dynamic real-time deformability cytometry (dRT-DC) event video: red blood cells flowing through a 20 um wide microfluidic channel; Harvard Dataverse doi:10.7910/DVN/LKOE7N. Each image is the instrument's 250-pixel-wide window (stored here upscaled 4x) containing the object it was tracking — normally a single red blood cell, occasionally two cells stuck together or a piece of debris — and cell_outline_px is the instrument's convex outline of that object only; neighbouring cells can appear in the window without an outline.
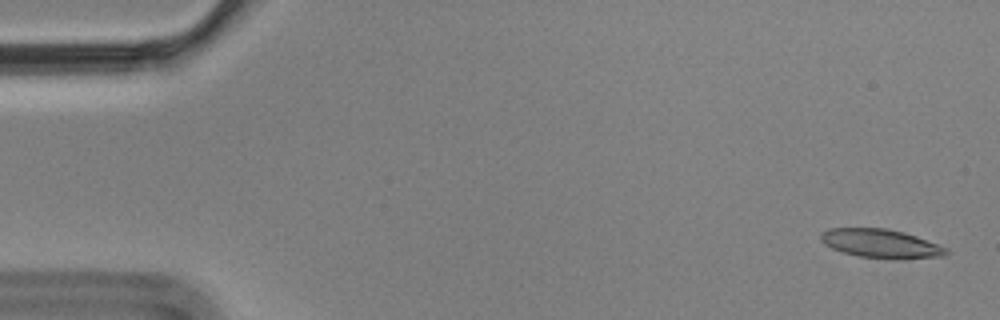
{"species": "Egyptian fruit bat (a non-hibernating species)", "species_latin": "Rousettus aegyptiacus", "temperature_condition": "cold", "stored_images_in_passage": 5, "camera_frame_rate_fps": 3000, "um_per_image_px": 0.085, "animal": {"sex": "male"}, "frame": {"image": 1, "passage_image": 1, "time_ms": 0.0, "image_size_px": [1000, 320], "cell_outline_px": [[952, 252], [944, 256], [856, 256], [832, 248], [824, 244], [820, 240], [820, 232], [828, 228], [884, 228], [904, 232], [916, 236], [948, 248]], "centroid_in_image_um": [74.8, 20.64], "position_along_channel_um": 10.2, "area_um2": 20.11}}
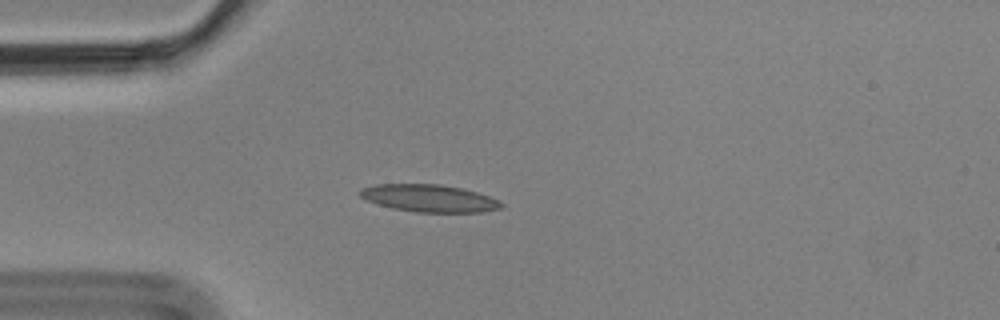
{"frame": {"image": 2, "passage_image": 5, "time_ms": 1.333, "image_size_px": [1000, 320], "cell_outline_px": [[504, 204], [500, 208], [484, 212], [416, 212], [392, 208], [368, 200], [360, 196], [356, 192], [360, 188], [376, 184], [440, 184], [464, 188], [500, 200]], "centroid_in_image_um": [36.48, 16.84], "position_along_channel_um": 48.5, "area_um2": 22.6}}